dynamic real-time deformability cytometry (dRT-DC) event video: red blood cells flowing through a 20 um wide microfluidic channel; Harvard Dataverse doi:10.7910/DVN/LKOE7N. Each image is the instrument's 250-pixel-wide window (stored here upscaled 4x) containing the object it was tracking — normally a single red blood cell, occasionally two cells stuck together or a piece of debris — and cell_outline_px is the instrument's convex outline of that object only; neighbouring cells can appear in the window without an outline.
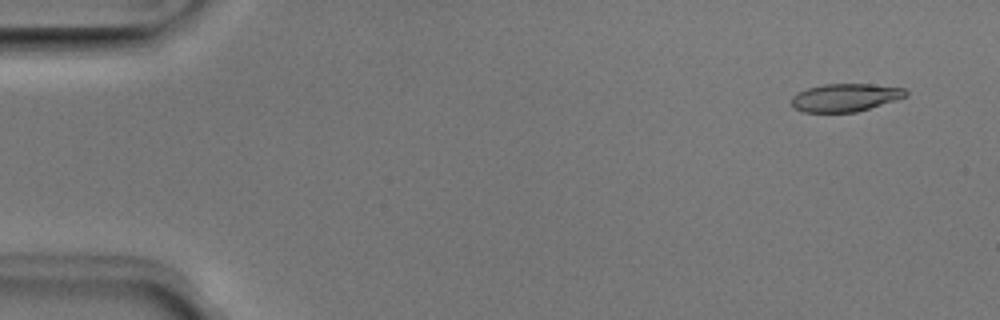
{"species": "Egyptian fruit bat (a non-hibernating species)", "species_latin": "Rousettus aegyptiacus", "temperature_condition": "room temperature", "stored_images_in_passage": 48, "camera_frame_rate_fps": 3000, "um_per_image_px": 0.085, "animal": {"sex": "male"}, "frame": {"image": 1, "passage_image": 1, "time_ms": 0.0, "image_size_px": [1000, 320], "cell_outline_px": [[908, 96], [896, 100], [856, 112], [804, 112], [792, 108], [792, 96], [808, 88], [824, 84], [872, 84], [904, 88], [908, 92]], "centroid_in_image_um": [71.86, 8.29], "position_along_channel_um": 13.1, "area_um2": 18.55}}
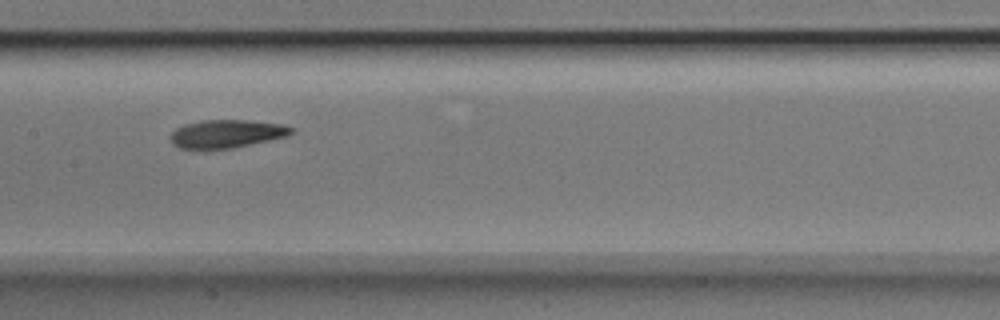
{"frame": {"image": 2, "passage_image": 23, "time_ms": 7.333, "image_size_px": [1000, 320], "cell_outline_px": [[292, 132], [288, 136], [232, 148], [204, 152], [180, 148], [172, 144], [168, 136], [176, 128], [184, 124], [200, 120], [248, 120], [280, 124], [292, 128]], "centroid_in_image_um": [19.14, 11.41], "position_along_channel_um": 188.3, "area_um2": 20.4}}
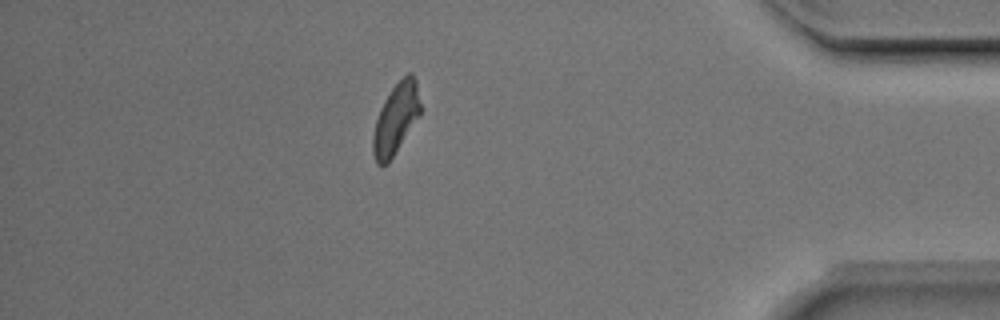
{"frame": {"image": 3, "passage_image": 42, "time_ms": 13.667, "image_size_px": [1000, 320], "cell_outline_px": [[420, 116], [388, 164], [376, 164], [372, 152], [372, 136], [376, 120], [380, 108], [384, 100], [392, 88], [408, 72], [412, 72], [416, 80], [420, 104]], "centroid_in_image_um": [33.64, 10.12], "position_along_channel_um": 401.6, "area_um2": 19.54}, "authors_computed_cell_mechanics": {"area_um2": 20.0277, "velocity_mm_per_s": 3.9894, "shape_relaxation_time_tau1_ms": 3.7758, "shape_relaxation_time_tau2_ms": 3.819, "deformation_change_tau1": 0.119, "deformation_change_tau2": 0.1142}}